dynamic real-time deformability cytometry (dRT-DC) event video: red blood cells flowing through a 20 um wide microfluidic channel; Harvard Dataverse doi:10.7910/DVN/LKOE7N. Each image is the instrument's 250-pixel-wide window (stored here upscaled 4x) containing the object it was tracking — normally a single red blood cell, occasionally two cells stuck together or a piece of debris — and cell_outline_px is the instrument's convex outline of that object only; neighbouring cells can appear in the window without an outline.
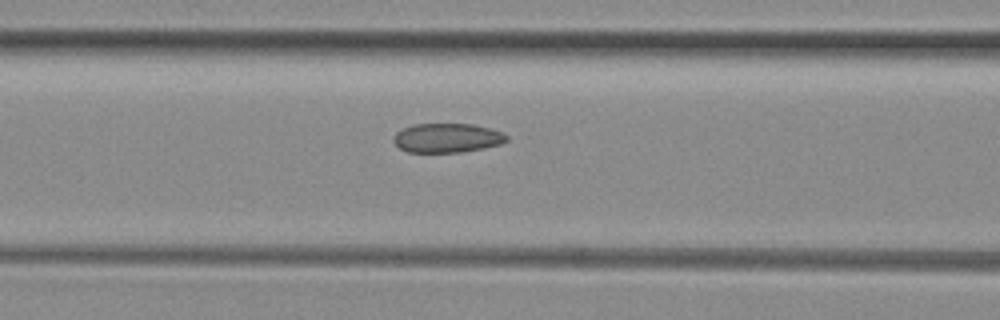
{"species": "common noctule bat (a hibernating species)", "species_latin": "Nyctalus noctula", "temperature_condition": "room temperature", "stored_images_in_passage": 18, "camera_frame_rate_fps": 3000, "um_per_image_px": 0.085, "animal": {"sex": "female", "body_mass_g": 29.2, "forearm_length_mm": 56.3}, "frame": {"image": 1, "passage_image": 13, "time_ms": 4.0, "image_size_px": [1000, 320], "cell_outline_px": [[508, 140], [500, 144], [484, 148], [464, 152], [408, 152], [400, 148], [392, 140], [396, 132], [412, 124], [472, 124], [504, 132], [508, 136]], "centroid_in_image_um": [38.02, 11.72], "position_along_channel_um": 128.6, "area_um2": 19.31}}
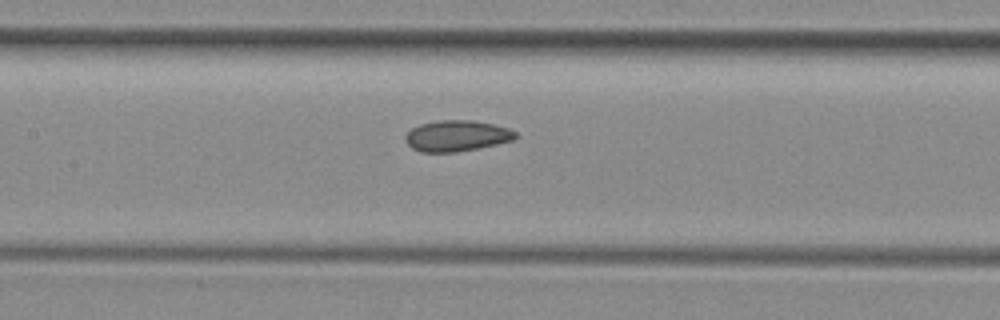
{"frame": {"image": 2, "passage_image": 16, "time_ms": 5.0, "image_size_px": [1000, 320], "cell_outline_px": [[516, 136], [512, 140], [496, 144], [456, 152], [420, 152], [412, 148], [404, 140], [404, 136], [412, 128], [420, 124], [436, 120], [472, 120], [492, 124], [508, 128], [516, 132]], "centroid_in_image_um": [38.77, 11.54], "position_along_channel_um": 168.6, "area_um2": 19.77}}